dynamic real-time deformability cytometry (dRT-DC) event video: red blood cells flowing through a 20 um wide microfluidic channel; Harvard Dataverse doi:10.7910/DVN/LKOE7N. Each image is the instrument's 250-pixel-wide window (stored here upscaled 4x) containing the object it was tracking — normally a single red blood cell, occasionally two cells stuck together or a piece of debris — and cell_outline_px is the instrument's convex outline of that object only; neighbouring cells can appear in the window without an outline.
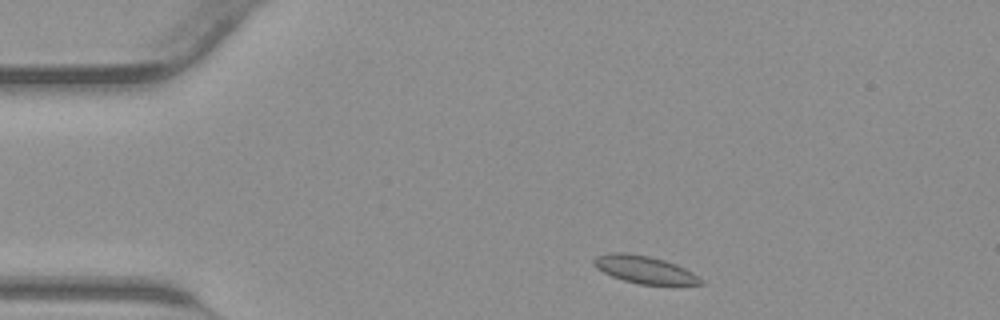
{"species": "common noctule bat (a hibernating species)", "species_latin": "Nyctalus noctula", "temperature_condition": "warm", "stored_images_in_passage": 37, "camera_frame_rate_fps": 3000, "um_per_image_px": 0.085, "animal": {"sex": "male", "body_mass_g": 23.1, "forearm_length_mm": 52.7}, "frame": {"image": 1, "passage_image": 2, "time_ms": 0.333, "image_size_px": [1000, 320], "cell_outline_px": [[704, 284], [640, 284], [624, 280], [612, 276], [596, 268], [592, 264], [592, 260], [596, 256], [612, 252], [624, 252], [648, 256], [664, 260], [676, 264], [692, 272], [704, 280]], "centroid_in_image_um": [54.76, 22.9], "position_along_channel_um": 30.2, "area_um2": 16.99}}
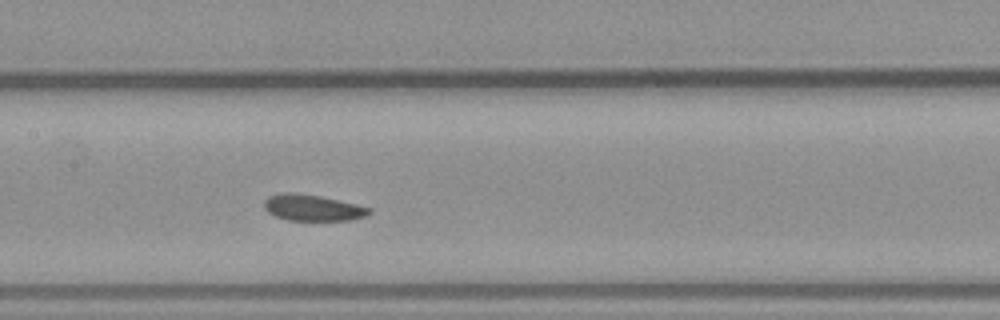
{"frame": {"image": 2, "passage_image": 15, "time_ms": 4.667, "image_size_px": [1000, 320], "cell_outline_px": [[372, 212], [364, 216], [348, 220], [288, 220], [276, 216], [268, 212], [264, 208], [264, 200], [268, 196], [280, 192], [292, 192], [320, 196], [356, 204], [372, 208]], "centroid_in_image_um": [26.54, 17.64], "position_along_channel_um": 180.9, "area_um2": 16.01}}
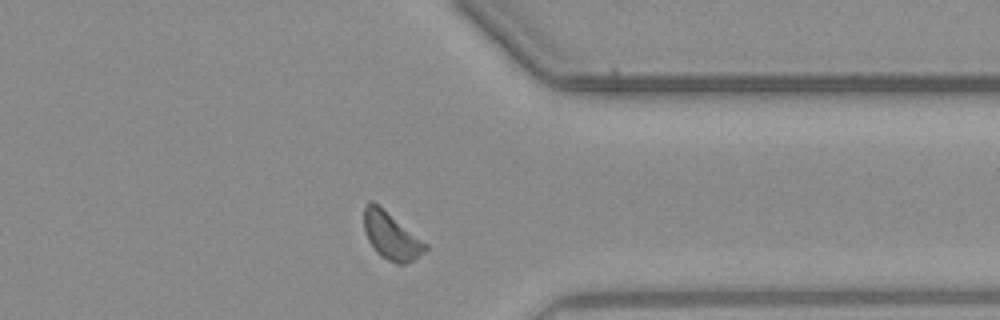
{"frame": {"image": 3, "passage_image": 28, "time_ms": 9.0, "image_size_px": [1000, 320], "cell_outline_px": [[428, 248], [424, 252], [412, 260], [404, 264], [396, 264], [380, 256], [376, 252], [368, 240], [364, 228], [364, 204], [368, 200], [372, 200], [428, 244]], "centroid_in_image_um": [33.23, 20.04], "position_along_channel_um": 378.2, "area_um2": 16.76}}